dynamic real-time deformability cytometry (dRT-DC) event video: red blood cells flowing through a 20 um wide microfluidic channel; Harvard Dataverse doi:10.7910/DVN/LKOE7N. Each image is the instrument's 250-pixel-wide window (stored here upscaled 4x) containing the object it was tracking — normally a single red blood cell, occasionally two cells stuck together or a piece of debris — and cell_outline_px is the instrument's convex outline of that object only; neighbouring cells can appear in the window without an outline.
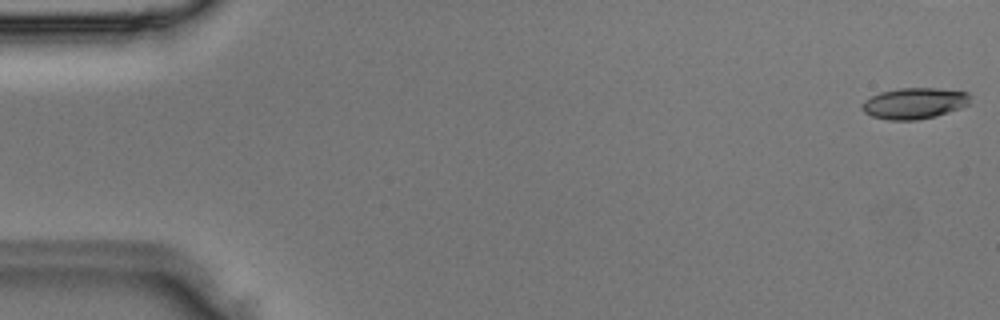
{"species": "Egyptian fruit bat (a non-hibernating species)", "species_latin": "Rousettus aegyptiacus", "temperature_condition": "room temperature", "stored_images_in_passage": 6, "camera_frame_rate_fps": 3000, "um_per_image_px": 0.085, "animal": {"sex": "male"}, "frame": {"image": 1, "passage_image": 1, "time_ms": 0.0, "image_size_px": [1000, 320], "cell_outline_px": [[972, 96], [968, 104], [960, 108], [936, 116], [916, 120], [888, 120], [872, 116], [864, 112], [860, 108], [860, 104], [864, 100], [880, 92], [900, 88], [936, 88], [968, 92]], "centroid_in_image_um": [77.7, 8.78], "position_along_channel_um": 7.3, "area_um2": 19.71}}
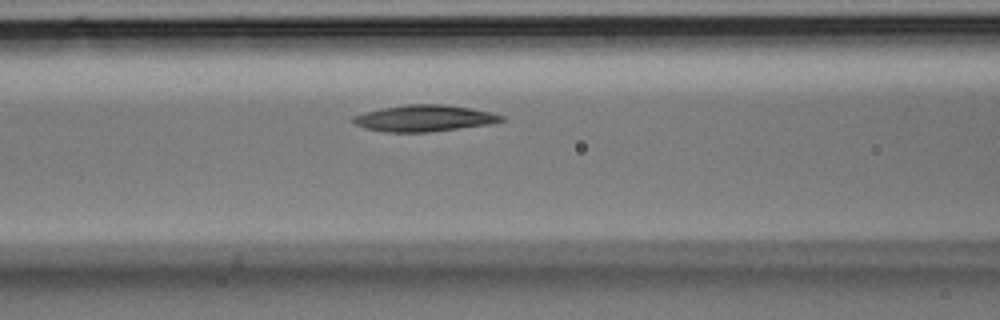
{"frame": {"image": 2, "passage_image": 6, "time_ms": 1.667, "image_size_px": [1000, 320], "cell_outline_px": [[504, 120], [488, 124], [460, 128], [428, 132], [384, 132], [364, 128], [356, 124], [352, 120], [352, 116], [380, 108], [404, 104], [440, 104], [468, 108], [488, 112], [504, 116]], "centroid_in_image_um": [35.99, 10.05], "position_along_channel_um": 130.6, "area_um2": 22.6}}